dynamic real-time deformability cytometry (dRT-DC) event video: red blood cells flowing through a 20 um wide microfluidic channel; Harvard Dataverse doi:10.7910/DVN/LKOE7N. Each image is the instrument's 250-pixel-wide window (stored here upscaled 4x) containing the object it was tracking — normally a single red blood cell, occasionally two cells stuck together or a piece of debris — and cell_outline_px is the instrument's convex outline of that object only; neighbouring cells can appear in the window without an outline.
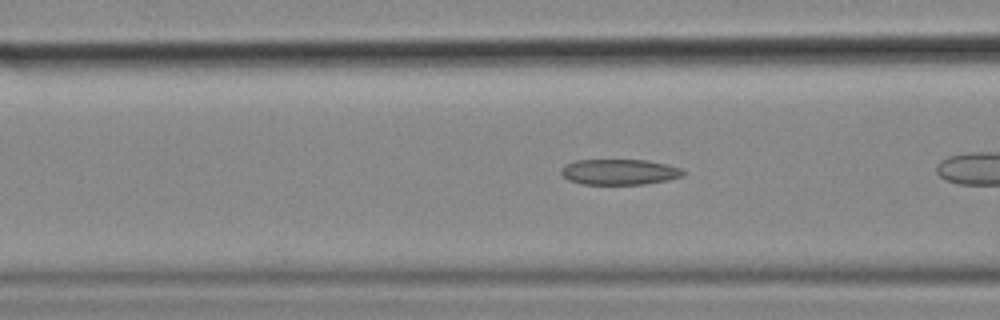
{"species": "common noctule bat (a hibernating species)", "species_latin": "Nyctalus noctula", "temperature_condition": "cold", "stored_images_in_passage": 27, "camera_frame_rate_fps": 3000, "um_per_image_px": 0.085, "animal": {"sex": "female", "body_mass_g": 18.4}, "frame": {"image": 1, "passage_image": 5, "time_ms": 1.333, "image_size_px": [1000, 320], "cell_outline_px": [[684, 176], [668, 180], [644, 184], [584, 184], [568, 180], [560, 172], [560, 168], [564, 164], [576, 160], [648, 160], [680, 168], [684, 172]], "centroid_in_image_um": [52.62, 14.61], "position_along_channel_um": 114.0, "area_um2": 18.21}}